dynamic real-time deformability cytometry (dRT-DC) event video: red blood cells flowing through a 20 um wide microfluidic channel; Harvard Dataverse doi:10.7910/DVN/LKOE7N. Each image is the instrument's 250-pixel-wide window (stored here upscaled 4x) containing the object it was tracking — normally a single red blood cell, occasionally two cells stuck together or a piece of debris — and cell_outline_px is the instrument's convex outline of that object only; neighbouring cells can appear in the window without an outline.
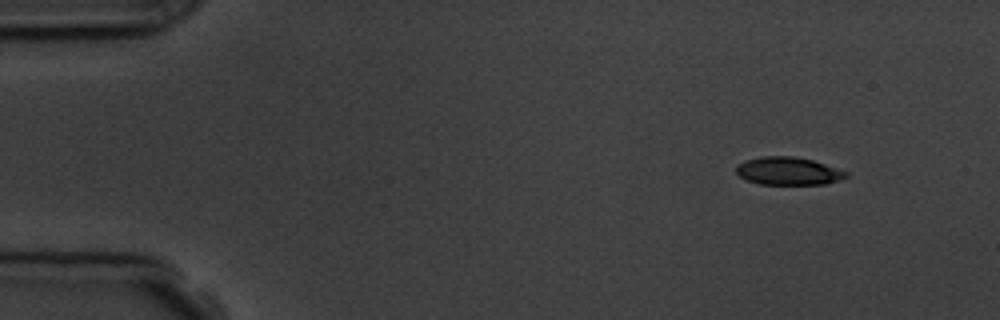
{"species": "common noctule bat (a hibernating species)", "species_latin": "Nyctalus noctula", "temperature_condition": "room temperature", "stored_images_in_passage": 4, "camera_frame_rate_fps": 3000, "um_per_image_px": 0.085, "animal": {"sex": "male", "body_mass_g": 19.5, "forearm_length_mm": 54.6}, "frame": {"image": 1, "passage_image": 1, "time_ms": 0.0, "image_size_px": [1000, 320], "cell_outline_px": [[848, 176], [840, 180], [824, 184], [760, 184], [748, 180], [740, 176], [736, 172], [736, 168], [740, 164], [748, 160], [760, 156], [796, 156], [812, 160], [848, 172]], "centroid_in_image_um": [67.03, 14.54], "position_along_channel_um": 18.0, "area_um2": 17.63}}